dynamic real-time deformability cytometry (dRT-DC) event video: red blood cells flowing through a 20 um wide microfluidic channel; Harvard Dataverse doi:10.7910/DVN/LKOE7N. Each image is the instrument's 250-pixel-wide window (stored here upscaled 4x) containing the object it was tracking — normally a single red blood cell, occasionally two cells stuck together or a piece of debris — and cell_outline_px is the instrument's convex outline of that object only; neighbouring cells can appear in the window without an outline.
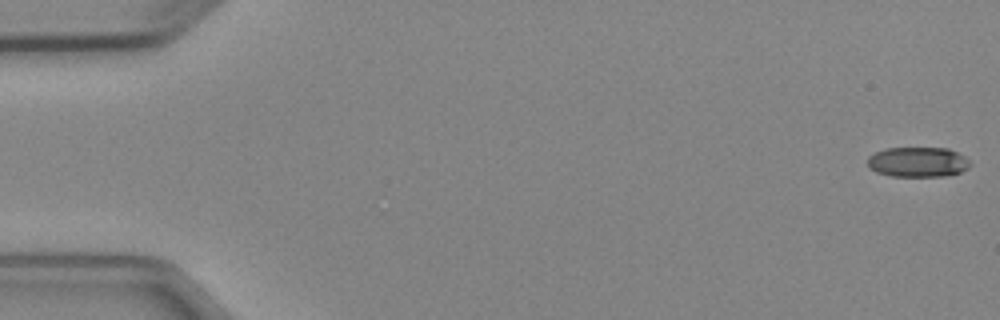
{"species": "Egyptian fruit bat (a non-hibernating species)", "species_latin": "Rousettus aegyptiacus", "temperature_condition": "cold", "stored_images_in_passage": 5, "camera_frame_rate_fps": 3000, "um_per_image_px": 0.085, "animal": {"sex": "female"}, "frame": {"image": 1, "passage_image": 1, "time_ms": 0.0, "image_size_px": [1000, 320], "cell_outline_px": [[972, 164], [968, 168], [960, 172], [944, 176], [892, 176], [876, 172], [868, 168], [868, 156], [872, 152], [884, 148], [948, 148], [964, 156]], "centroid_in_image_um": [77.98, 13.76], "position_along_channel_um": 7.0, "area_um2": 18.09}}
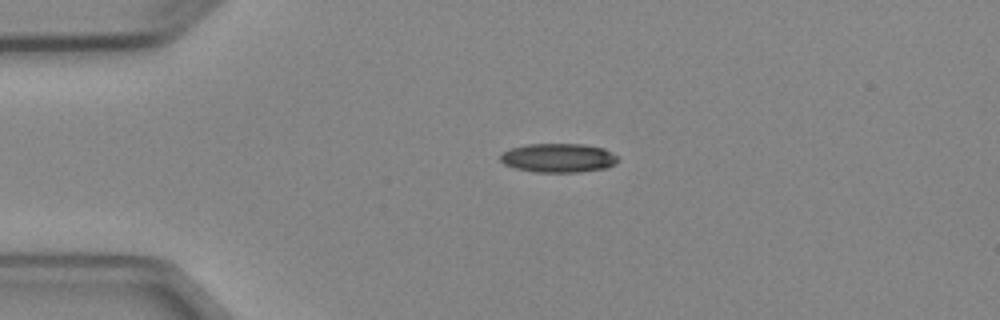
{"frame": {"image": 2, "passage_image": 4, "time_ms": 3.667, "image_size_px": [1000, 320], "cell_outline_px": [[620, 160], [616, 164], [608, 168], [580, 172], [536, 172], [516, 168], [504, 164], [500, 160], [500, 152], [512, 148], [528, 144], [584, 144], [604, 148], [612, 152]], "centroid_in_image_um": [47.49, 13.42], "position_along_channel_um": 37.5, "area_um2": 20.06}}